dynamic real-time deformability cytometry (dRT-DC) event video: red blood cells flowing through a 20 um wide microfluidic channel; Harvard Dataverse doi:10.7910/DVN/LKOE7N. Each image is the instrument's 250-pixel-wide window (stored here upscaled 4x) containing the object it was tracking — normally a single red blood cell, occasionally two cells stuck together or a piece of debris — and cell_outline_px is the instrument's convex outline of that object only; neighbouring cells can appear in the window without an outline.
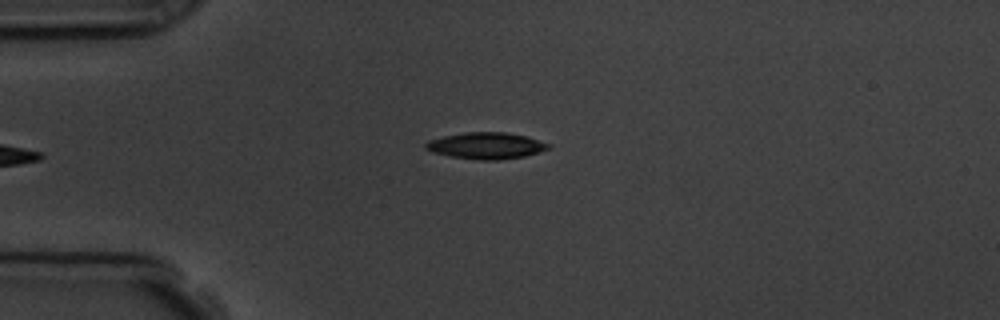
{"species": "common noctule bat (a hibernating species)", "species_latin": "Nyctalus noctula", "temperature_condition": "room temperature", "stored_images_in_passage": 6, "camera_frame_rate_fps": 3000, "um_per_image_px": 0.085, "animal": {"sex": "male", "body_mass_g": 19.5, "forearm_length_mm": 54.6}, "frame": {"image": 1, "passage_image": 4, "time_ms": 4.0, "image_size_px": [1000, 320], "cell_outline_px": [[552, 148], [540, 152], [524, 156], [496, 160], [480, 160], [452, 156], [432, 152], [424, 148], [424, 144], [428, 140], [444, 136], [464, 132], [508, 132], [528, 136], [552, 144]], "centroid_in_image_um": [41.37, 12.37], "position_along_channel_um": 43.6, "area_um2": 19.13}}